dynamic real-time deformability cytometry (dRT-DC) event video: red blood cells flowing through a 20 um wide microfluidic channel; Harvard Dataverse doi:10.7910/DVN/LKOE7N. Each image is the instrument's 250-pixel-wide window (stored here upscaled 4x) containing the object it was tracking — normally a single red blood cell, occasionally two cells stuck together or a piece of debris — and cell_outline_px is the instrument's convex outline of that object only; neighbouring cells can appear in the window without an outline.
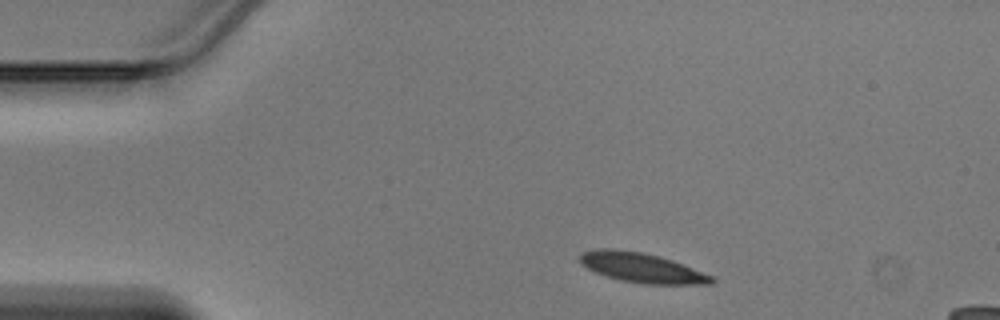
{"species": "Egyptian fruit bat (a non-hibernating species)", "species_latin": "Rousettus aegyptiacus", "temperature_condition": "warm", "stored_images_in_passage": 37, "camera_frame_rate_fps": 3000, "um_per_image_px": 0.085, "animal": {"sex": "male"}, "frame": {"image": 1, "passage_image": 1, "time_ms": 0.0, "image_size_px": [1000, 320], "cell_outline_px": [[716, 284], [644, 284], [620, 280], [604, 276], [588, 268], [580, 260], [580, 256], [584, 252], [600, 248], [612, 248], [640, 252], [672, 260], [712, 276], [716, 280]], "centroid_in_image_um": [54.57, 22.77], "position_along_channel_um": 30.4, "area_um2": 22.48}}
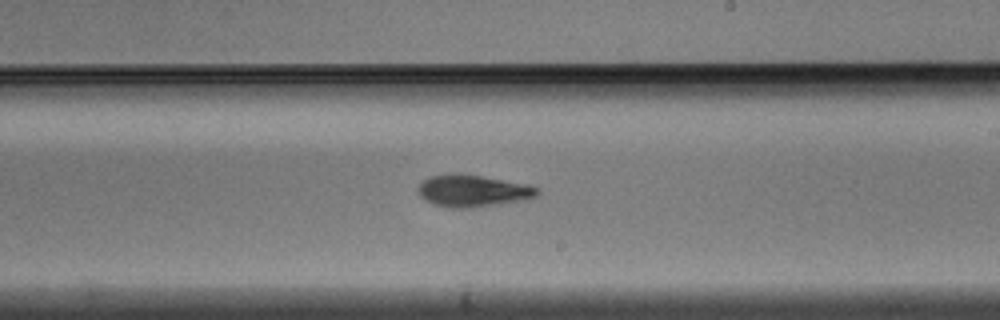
{"frame": {"image": 2, "passage_image": 18, "time_ms": 5.667, "image_size_px": [1000, 320], "cell_outline_px": [[540, 192], [536, 196], [516, 200], [468, 208], [452, 208], [432, 204], [424, 200], [420, 196], [416, 188], [424, 180], [432, 176], [480, 176], [528, 184], [540, 188]], "centroid_in_image_um": [40.17, 16.25], "position_along_channel_um": 248.8, "area_um2": 21.21}}
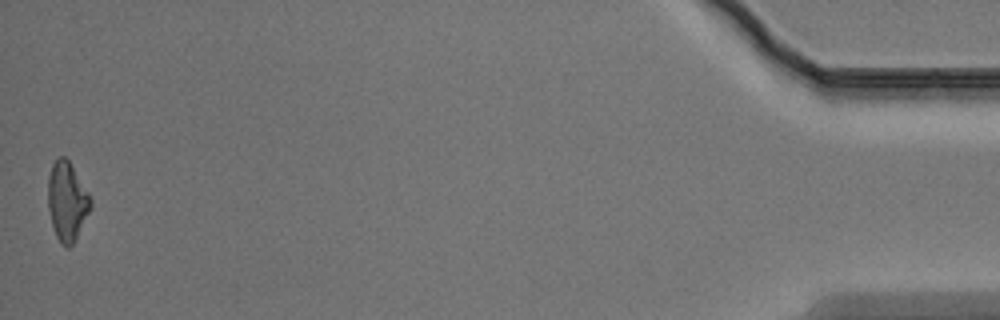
{"frame": {"image": 3, "passage_image": 37, "time_ms": 12.0, "image_size_px": [1000, 320], "cell_outline_px": [[92, 208], [72, 244], [68, 248], [60, 244], [56, 236], [52, 224], [48, 208], [48, 176], [52, 164], [60, 156], [64, 156], [68, 160], [88, 192], [92, 200]], "centroid_in_image_um": [5.7, 17.12], "position_along_channel_um": 429.5, "area_um2": 19.48}}